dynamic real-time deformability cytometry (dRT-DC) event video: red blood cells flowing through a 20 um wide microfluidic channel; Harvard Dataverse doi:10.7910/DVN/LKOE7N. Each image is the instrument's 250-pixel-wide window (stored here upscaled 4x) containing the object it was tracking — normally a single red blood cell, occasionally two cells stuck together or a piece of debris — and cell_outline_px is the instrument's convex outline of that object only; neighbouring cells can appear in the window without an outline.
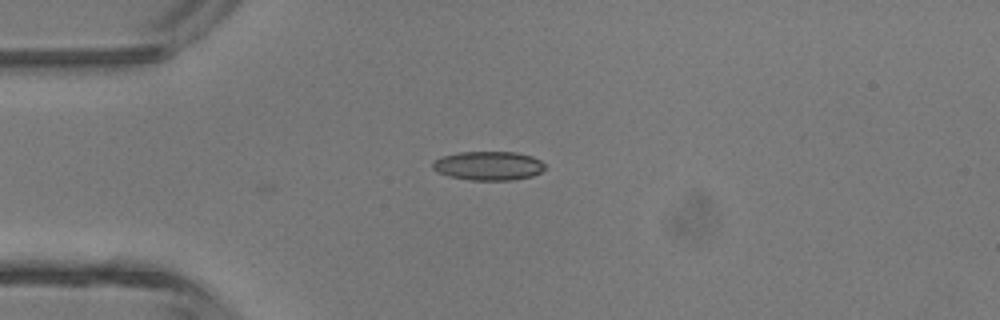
{"species": "common noctule bat (a hibernating species)", "species_latin": "Nyctalus noctula", "temperature_condition": "room temperature", "stored_images_in_passage": 2, "camera_frame_rate_fps": 3000, "um_per_image_px": 0.085, "animal": {"sex": "male", "body_mass_g": 13.3}, "frame": {"image": 1, "passage_image": 2, "time_ms": 0.333, "image_size_px": [1000, 320], "cell_outline_px": [[544, 168], [540, 172], [532, 176], [512, 180], [472, 180], [448, 176], [432, 168], [432, 164], [436, 160], [444, 156], [460, 152], [516, 152], [532, 156], [540, 160], [544, 164]], "centroid_in_image_um": [41.54, 14.09], "position_along_channel_um": 43.5, "area_um2": 18.73}}